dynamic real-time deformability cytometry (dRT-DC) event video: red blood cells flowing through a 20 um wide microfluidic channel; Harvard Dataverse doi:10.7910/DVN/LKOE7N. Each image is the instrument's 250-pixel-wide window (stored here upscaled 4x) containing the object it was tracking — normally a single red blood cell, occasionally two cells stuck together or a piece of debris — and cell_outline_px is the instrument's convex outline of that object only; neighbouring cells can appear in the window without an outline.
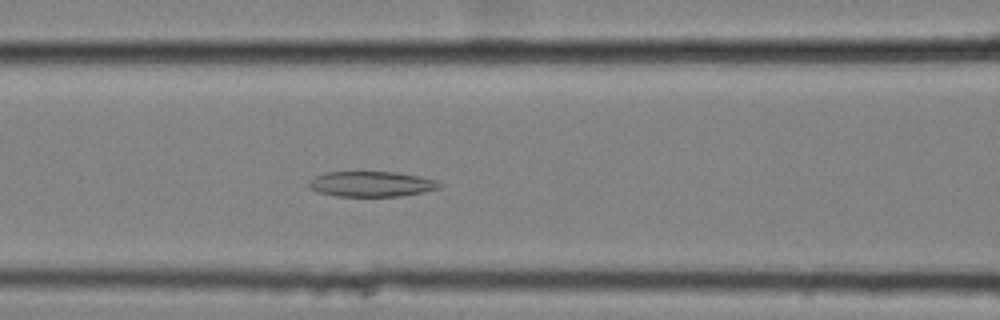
{"species": "common noctule bat (a hibernating species)", "species_latin": "Nyctalus noctula", "temperature_condition": "cold", "stored_images_in_passage": 50, "camera_frame_rate_fps": 3000, "um_per_image_px": 0.085, "animal": {"sex": "female", "body_mass_g": 25.1}, "frame": {"image": 1, "passage_image": 18, "time_ms": 5.667, "image_size_px": [1000, 320], "cell_outline_px": [[440, 188], [424, 192], [400, 196], [336, 196], [316, 192], [308, 188], [308, 180], [324, 172], [396, 172], [420, 176], [436, 180], [440, 184]], "centroid_in_image_um": [31.52, 15.64], "position_along_channel_um": 135.1, "area_um2": 19.42}}
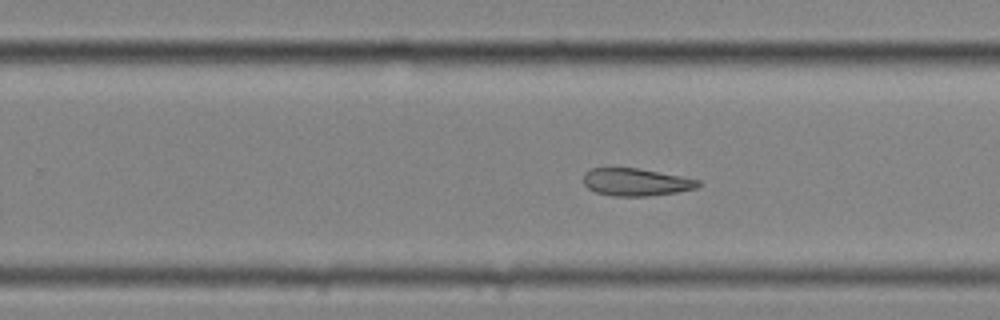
{"frame": {"image": 2, "passage_image": 30, "time_ms": 9.667, "image_size_px": [1000, 320], "cell_outline_px": [[704, 184], [696, 188], [676, 192], [648, 196], [612, 196], [596, 192], [588, 188], [584, 184], [584, 172], [592, 168], [636, 168], [680, 176], [700, 180]], "centroid_in_image_um": [54.06, 15.48], "position_along_channel_um": 275.7, "area_um2": 18.32}}
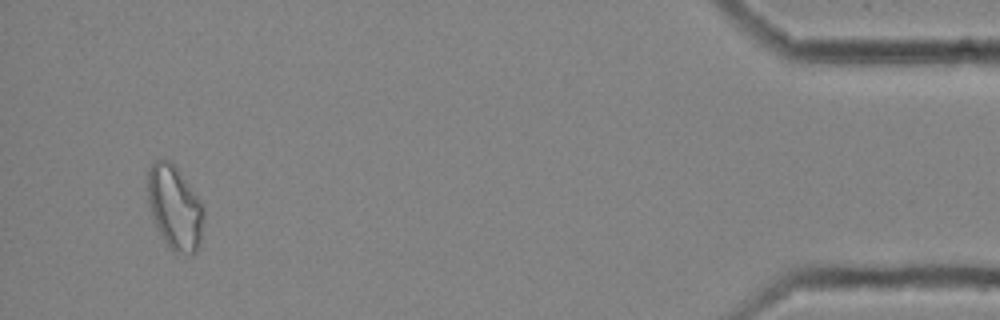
{"frame": {"image": 3, "passage_image": 48, "time_ms": 15.667, "image_size_px": [1000, 320], "cell_outline_px": [[204, 220], [200, 244], [196, 252], [176, 252], [160, 236], [152, 216], [148, 204], [148, 168], [156, 160], [164, 156], [172, 160], [200, 200], [204, 208]], "centroid_in_image_um": [14.85, 17.57], "position_along_channel_um": 420.3, "area_um2": 27.57}}